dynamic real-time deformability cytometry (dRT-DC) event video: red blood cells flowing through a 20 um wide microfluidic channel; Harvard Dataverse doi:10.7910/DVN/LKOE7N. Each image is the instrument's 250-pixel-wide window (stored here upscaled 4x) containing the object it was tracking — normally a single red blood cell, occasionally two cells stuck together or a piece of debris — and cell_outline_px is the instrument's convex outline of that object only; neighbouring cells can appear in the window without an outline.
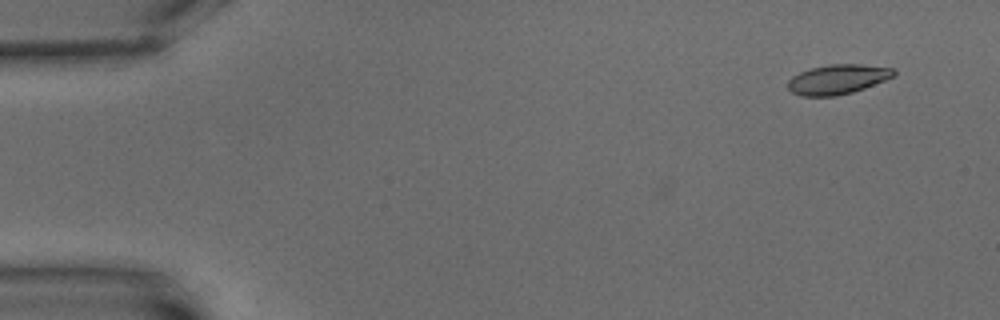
{"species": "common noctule bat (a hibernating species)", "species_latin": "Nyctalus noctula", "temperature_condition": "warm", "stored_images_in_passage": 6, "camera_frame_rate_fps": 3000, "um_per_image_px": 0.085, "animal": {"sex": "male", "body_mass_g": 15.6}, "frame": {"image": 1, "passage_image": 1, "time_ms": 0.0, "image_size_px": [1000, 320], "cell_outline_px": [[896, 72], [892, 76], [884, 80], [864, 88], [852, 92], [836, 96], [800, 96], [792, 92], [788, 88], [788, 80], [792, 76], [800, 72], [812, 68], [828, 64], [860, 64], [892, 68]], "centroid_in_image_um": [71.16, 6.74], "position_along_channel_um": 13.8, "area_um2": 18.15}}
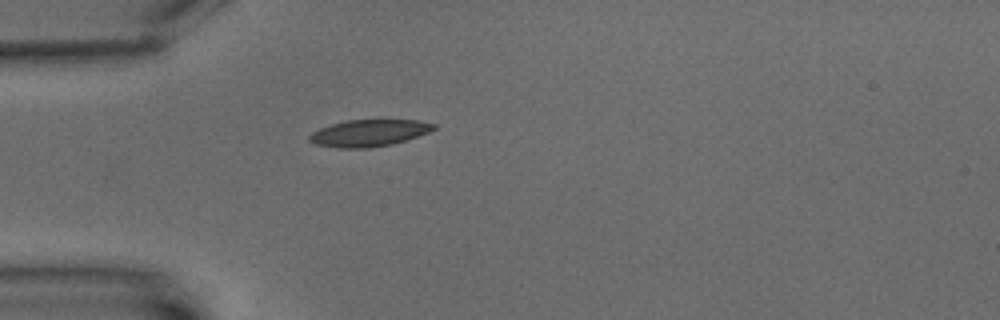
{"frame": {"image": 2, "passage_image": 5, "time_ms": 4.667, "image_size_px": [1000, 320], "cell_outline_px": [[436, 128], [428, 132], [392, 144], [368, 148], [336, 148], [316, 144], [308, 140], [308, 136], [312, 132], [320, 128], [344, 120], [416, 120], [436, 124]], "centroid_in_image_um": [31.32, 11.3], "position_along_channel_um": 53.7, "area_um2": 19.31}}